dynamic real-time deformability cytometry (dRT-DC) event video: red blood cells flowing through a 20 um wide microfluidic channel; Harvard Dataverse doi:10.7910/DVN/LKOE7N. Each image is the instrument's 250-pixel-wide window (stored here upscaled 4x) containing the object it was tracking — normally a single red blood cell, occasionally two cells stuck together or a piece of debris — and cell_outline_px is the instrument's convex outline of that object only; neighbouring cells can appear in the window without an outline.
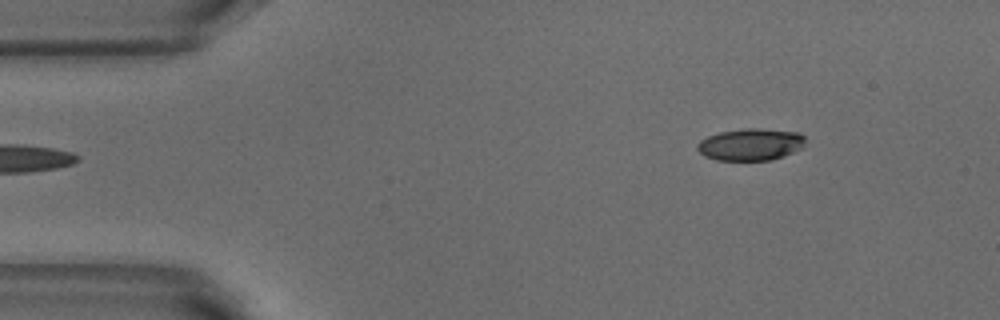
{"species": "common noctule bat (a hibernating species)", "species_latin": "Nyctalus noctula", "temperature_condition": "warm", "stored_images_in_passage": 47, "camera_frame_rate_fps": 3000, "um_per_image_px": 0.085, "animal": {"sex": "male", "body_mass_g": 18.8}, "frame": {"image": 1, "passage_image": 1, "time_ms": 0.0, "image_size_px": [1000, 320], "cell_outline_px": [[804, 144], [800, 148], [784, 156], [772, 160], [716, 160], [704, 156], [696, 148], [696, 144], [700, 140], [708, 136], [720, 132], [744, 128], [760, 128], [800, 132], [804, 136]], "centroid_in_image_um": [63.79, 12.27], "position_along_channel_um": 21.2, "area_um2": 20.23}}
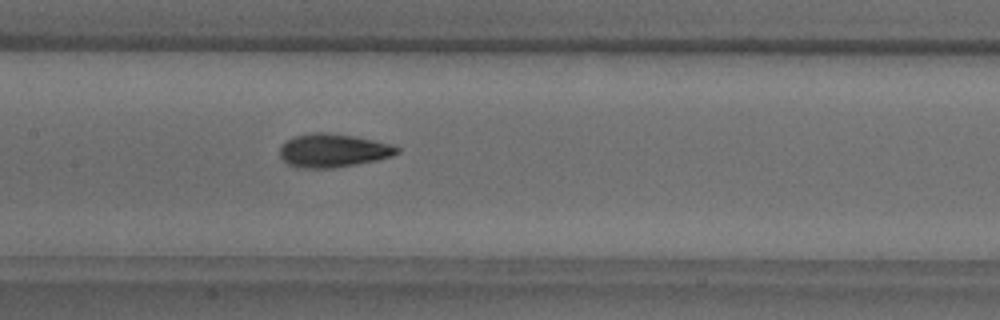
{"frame": {"image": 2, "passage_image": 19, "time_ms": 6.0, "image_size_px": [1000, 320], "cell_outline_px": [[400, 152], [392, 156], [376, 160], [332, 168], [296, 168], [288, 164], [280, 156], [280, 148], [292, 136], [312, 132], [328, 132], [352, 136], [392, 144], [400, 148]], "centroid_in_image_um": [28.3, 12.79], "position_along_channel_um": 179.1, "area_um2": 22.77}}
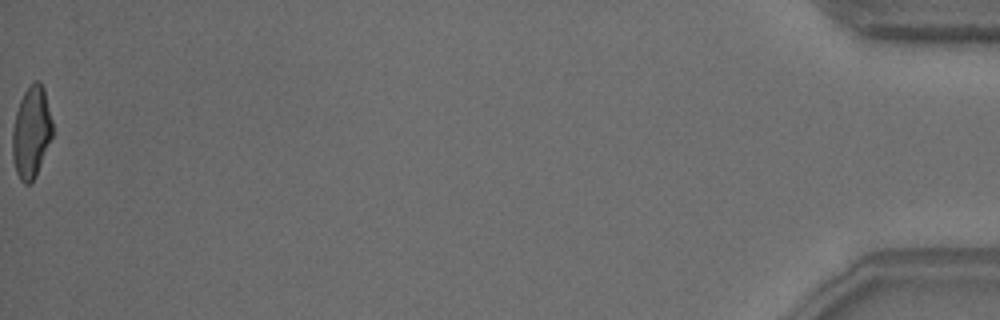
{"frame": {"image": 3, "passage_image": 47, "time_ms": 15.333, "image_size_px": [1000, 320], "cell_outline_px": [[52, 136], [36, 176], [28, 184], [24, 184], [20, 180], [16, 172], [12, 156], [12, 132], [16, 112], [20, 100], [24, 92], [36, 80], [44, 88], [52, 120]], "centroid_in_image_um": [2.65, 11.27], "position_along_channel_um": 432.5, "area_um2": 21.15}, "authors_computed_cell_mechanics": {"area_um2": 21.964, "velocity_mm_per_s": 3.8324, "shape_relaxation_time_tau1_ms": 3.5418, "shape_relaxation_time_tau2_ms": 1.0336, "deformation_change_tau1": 0.1681, "deformation_change_tau2": 0.0777}}